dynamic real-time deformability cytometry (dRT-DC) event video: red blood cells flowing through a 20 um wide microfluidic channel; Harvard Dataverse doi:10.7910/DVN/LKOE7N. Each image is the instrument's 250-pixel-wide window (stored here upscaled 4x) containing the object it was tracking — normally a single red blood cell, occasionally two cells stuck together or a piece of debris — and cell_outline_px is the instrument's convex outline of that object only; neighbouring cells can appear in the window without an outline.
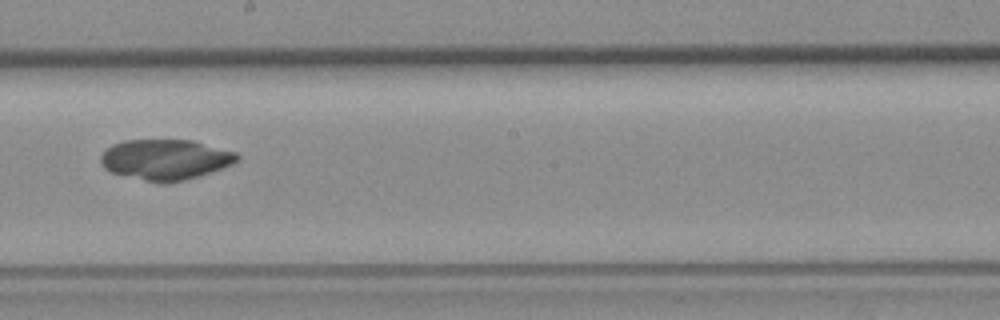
{"species": "common noctule bat (a hibernating species)", "species_latin": "Nyctalus noctula", "temperature_condition": "room temperature", "stored_images_in_passage": 10, "camera_frame_rate_fps": 3000, "um_per_image_px": 0.085, "animal": {"sex": "female", "body_mass_g": 19.3, "forearm_length_mm": 54.1}, "frame": {"image": 1, "passage_image": 9, "time_ms": 2.667, "image_size_px": [1000, 320], "cell_outline_px": [[240, 156], [232, 164], [184, 180], [168, 184], [164, 184], [144, 180], [112, 172], [104, 168], [100, 160], [100, 156], [112, 144], [124, 140], [192, 140], [236, 152]], "centroid_in_image_um": [14.03, 13.55], "position_along_channel_um": 234.2, "area_um2": 31.85}}